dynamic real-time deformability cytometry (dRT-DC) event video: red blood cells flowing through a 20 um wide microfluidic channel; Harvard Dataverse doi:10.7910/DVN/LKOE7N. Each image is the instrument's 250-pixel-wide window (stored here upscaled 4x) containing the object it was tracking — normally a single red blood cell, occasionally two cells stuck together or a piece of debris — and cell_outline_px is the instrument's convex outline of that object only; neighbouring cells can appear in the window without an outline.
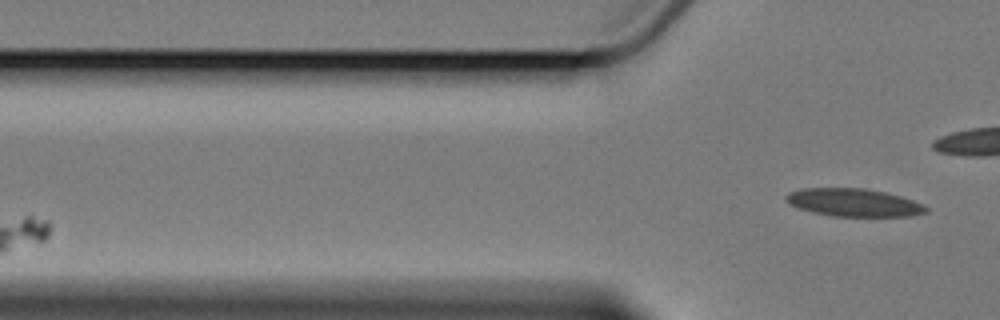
{"species": "Egyptian fruit bat (a non-hibernating species)", "species_latin": "Rousettus aegyptiacus", "temperature_condition": "cold", "stored_images_in_passage": 4, "segment_of_instrument_passage": [2, 2], "camera_frame_rate_fps": 3000, "um_per_image_px": 0.085, "animal": {"sex": "female"}, "frame": {"image": 1, "passage_image": 4, "time_ms": 3.667, "image_size_px": [1000, 320], "cell_outline_px": [[928, 212], [912, 216], [832, 216], [812, 212], [796, 208], [788, 204], [784, 200], [784, 196], [788, 192], [804, 188], [864, 188], [884, 192], [900, 196], [924, 204], [928, 208]], "centroid_in_image_um": [72.53, 17.22], "position_along_channel_um": 53.3, "area_um2": 22.95}}